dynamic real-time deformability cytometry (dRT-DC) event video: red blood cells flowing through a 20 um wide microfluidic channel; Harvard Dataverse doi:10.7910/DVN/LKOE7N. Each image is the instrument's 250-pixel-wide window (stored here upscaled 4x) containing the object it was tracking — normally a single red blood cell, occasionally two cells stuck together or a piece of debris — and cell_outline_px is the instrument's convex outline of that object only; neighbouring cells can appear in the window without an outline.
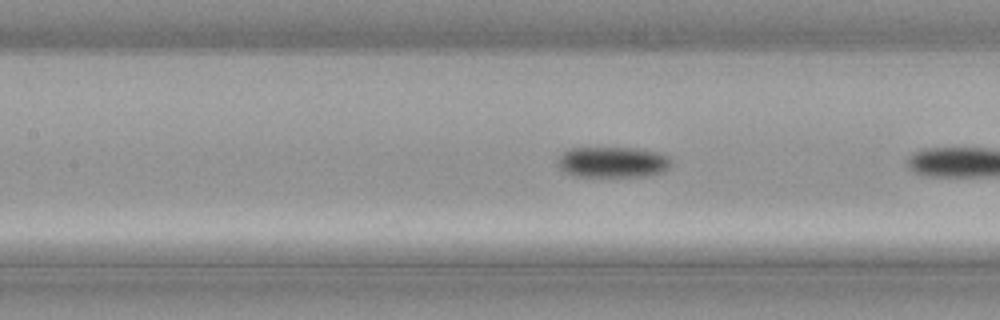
{"species": "common noctule bat (a hibernating species)", "species_latin": "Nyctalus noctula", "temperature_condition": "cold", "stored_images_in_passage": 9, "camera_frame_rate_fps": 3000, "um_per_image_px": 0.085, "animal": {"sex": "male", "body_mass_g": 21.5, "forearm_length_mm": 52.0}, "frame": {"image": 1, "passage_image": 8, "time_ms": 2.333, "image_size_px": [1000, 320], "cell_outline_px": [[672, 160], [668, 168], [660, 172], [644, 176], [572, 176], [556, 168], [556, 160], [568, 148], [644, 148], [660, 152], [668, 156]], "centroid_in_image_um": [52.04, 13.77], "position_along_channel_um": 155.4, "area_um2": 20.69}}